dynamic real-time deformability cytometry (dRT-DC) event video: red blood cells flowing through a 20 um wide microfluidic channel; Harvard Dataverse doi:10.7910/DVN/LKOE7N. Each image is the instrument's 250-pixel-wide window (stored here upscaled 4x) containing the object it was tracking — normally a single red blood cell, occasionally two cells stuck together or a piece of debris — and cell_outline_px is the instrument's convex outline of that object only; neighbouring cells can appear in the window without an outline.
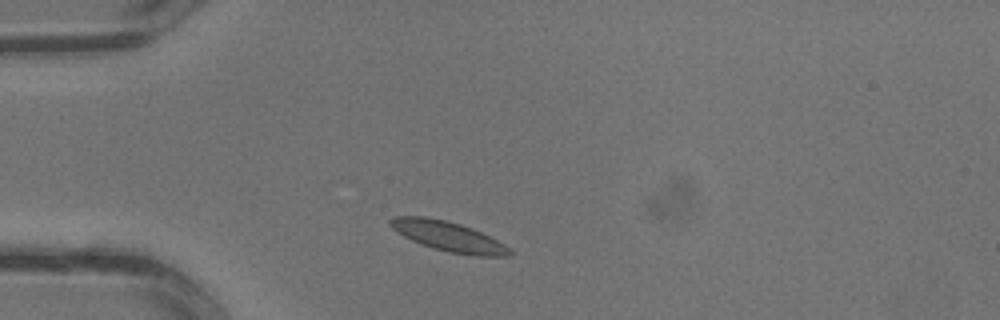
{"species": "common noctule bat (a hibernating species)", "species_latin": "Nyctalus noctula", "temperature_condition": "warm", "stored_images_in_passage": 1, "camera_frame_rate_fps": 3000, "um_per_image_px": 0.085, "animal": {"sex": "male", "body_mass_g": 13.3}, "frame": {"image": 1, "passage_image": 1, "time_ms": 0.0, "image_size_px": [1000, 320], "cell_outline_px": [[512, 252], [508, 256], [476, 256], [452, 252], [432, 248], [420, 244], [396, 232], [388, 224], [388, 220], [396, 216], [424, 216], [444, 220], [460, 224], [472, 228], [504, 244]], "centroid_in_image_um": [38.05, 20.08], "position_along_channel_um": 46.9, "area_um2": 20.52}}